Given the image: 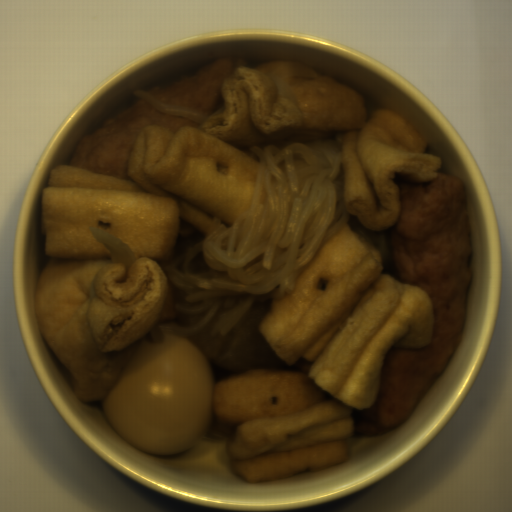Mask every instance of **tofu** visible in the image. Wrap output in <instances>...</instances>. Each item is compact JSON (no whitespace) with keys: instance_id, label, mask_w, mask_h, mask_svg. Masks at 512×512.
Returning a JSON list of instances; mask_svg holds the SVG:
<instances>
[{"instance_id":"tofu-1","label":"tofu","mask_w":512,"mask_h":512,"mask_svg":"<svg viewBox=\"0 0 512 512\" xmlns=\"http://www.w3.org/2000/svg\"><path fill=\"white\" fill-rule=\"evenodd\" d=\"M382 253L343 224L279 294L259 331L277 355L299 364L332 400L299 414L239 423L228 438L230 473L281 480L345 463L353 410H368L392 347L431 345L436 310L427 292L383 272Z\"/></svg>"},{"instance_id":"tofu-2","label":"tofu","mask_w":512,"mask_h":512,"mask_svg":"<svg viewBox=\"0 0 512 512\" xmlns=\"http://www.w3.org/2000/svg\"><path fill=\"white\" fill-rule=\"evenodd\" d=\"M259 162L195 127L141 128L122 179L58 165L41 196L45 254L113 259L89 227L130 246L135 258L173 260L180 218L207 236L214 217L229 228L250 210Z\"/></svg>"},{"instance_id":"tofu-3","label":"tofu","mask_w":512,"mask_h":512,"mask_svg":"<svg viewBox=\"0 0 512 512\" xmlns=\"http://www.w3.org/2000/svg\"><path fill=\"white\" fill-rule=\"evenodd\" d=\"M360 130L343 133L341 151L346 211L366 230L383 232L401 216L396 174L406 181L427 183L439 177L440 156L426 153L428 142L412 123L393 110L366 109Z\"/></svg>"}]
</instances>
